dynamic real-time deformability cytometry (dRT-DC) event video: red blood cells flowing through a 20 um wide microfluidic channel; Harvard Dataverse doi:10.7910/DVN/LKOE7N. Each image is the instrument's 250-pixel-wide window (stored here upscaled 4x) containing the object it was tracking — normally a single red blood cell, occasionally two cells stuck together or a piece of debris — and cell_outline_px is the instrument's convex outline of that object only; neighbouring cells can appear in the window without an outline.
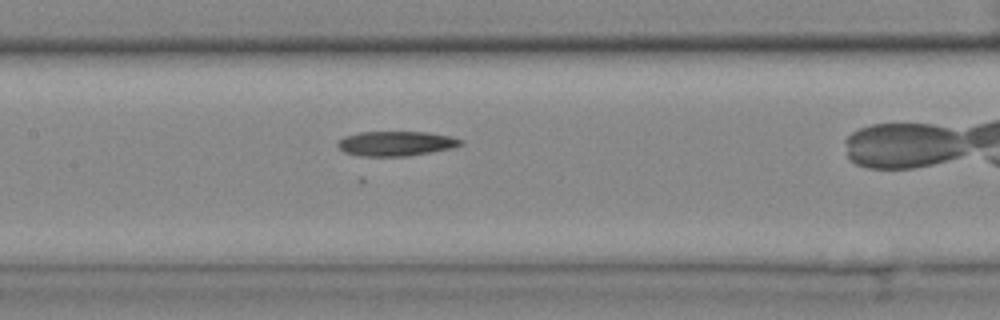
{"species": "common noctule bat (a hibernating species)", "species_latin": "Nyctalus noctula", "temperature_condition": "cold", "stored_images_in_passage": 29, "camera_frame_rate_fps": 3000, "um_per_image_px": 0.085, "animal": {"sex": "female", "body_mass_g": 25.1}, "frame": {"image": 1, "passage_image": 11, "time_ms": 3.333, "image_size_px": [1000, 320], "cell_outline_px": [[464, 144], [452, 148], [408, 156], [360, 156], [344, 152], [336, 144], [344, 136], [360, 132], [428, 132], [452, 136], [464, 140]], "centroid_in_image_um": [33.69, 12.19], "position_along_channel_um": 173.7, "area_um2": 17.8}}
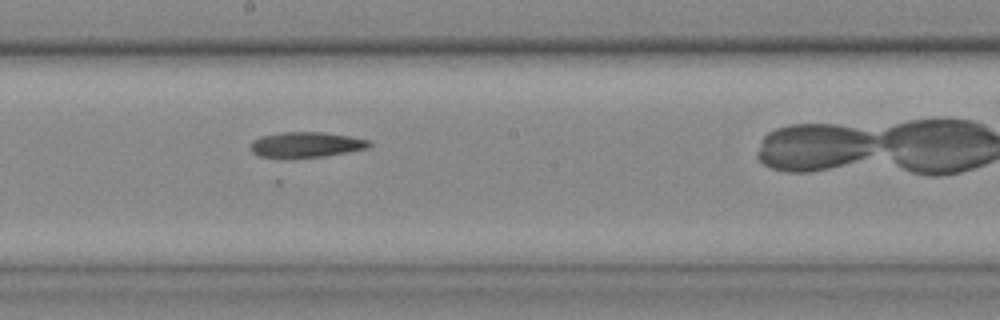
{"frame": {"image": 2, "passage_image": 15, "time_ms": 4.667, "image_size_px": [1000, 320], "cell_outline_px": [[372, 144], [368, 148], [324, 156], [292, 160], [288, 160], [260, 156], [252, 152], [252, 140], [260, 136], [280, 132], [324, 132], [348, 136], [368, 140]], "centroid_in_image_um": [25.96, 12.32], "position_along_channel_um": 222.2, "area_um2": 17.98}}